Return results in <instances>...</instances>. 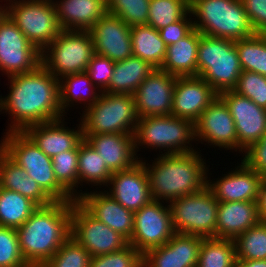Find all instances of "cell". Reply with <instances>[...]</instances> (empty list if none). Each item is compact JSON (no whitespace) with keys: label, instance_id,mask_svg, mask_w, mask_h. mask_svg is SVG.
<instances>
[{"label":"cell","instance_id":"1","mask_svg":"<svg viewBox=\"0 0 266 267\" xmlns=\"http://www.w3.org/2000/svg\"><path fill=\"white\" fill-rule=\"evenodd\" d=\"M10 92L0 96V111L11 116L8 132L63 118L59 105V80L42 64L23 74L8 77Z\"/></svg>","mask_w":266,"mask_h":267},{"label":"cell","instance_id":"2","mask_svg":"<svg viewBox=\"0 0 266 267\" xmlns=\"http://www.w3.org/2000/svg\"><path fill=\"white\" fill-rule=\"evenodd\" d=\"M72 202L38 207L18 227L19 248L28 265L42 266L70 237Z\"/></svg>","mask_w":266,"mask_h":267},{"label":"cell","instance_id":"3","mask_svg":"<svg viewBox=\"0 0 266 267\" xmlns=\"http://www.w3.org/2000/svg\"><path fill=\"white\" fill-rule=\"evenodd\" d=\"M198 153L160 154L152 165L143 162L152 200L164 199L169 204L207 186L208 168Z\"/></svg>","mask_w":266,"mask_h":267},{"label":"cell","instance_id":"4","mask_svg":"<svg viewBox=\"0 0 266 267\" xmlns=\"http://www.w3.org/2000/svg\"><path fill=\"white\" fill-rule=\"evenodd\" d=\"M189 11L201 34L234 41L256 34L241 0H189Z\"/></svg>","mask_w":266,"mask_h":267},{"label":"cell","instance_id":"5","mask_svg":"<svg viewBox=\"0 0 266 267\" xmlns=\"http://www.w3.org/2000/svg\"><path fill=\"white\" fill-rule=\"evenodd\" d=\"M0 148L26 174L34 179L54 202H72L75 199L57 182L52 159L39 149L23 131L6 132Z\"/></svg>","mask_w":266,"mask_h":267},{"label":"cell","instance_id":"6","mask_svg":"<svg viewBox=\"0 0 266 267\" xmlns=\"http://www.w3.org/2000/svg\"><path fill=\"white\" fill-rule=\"evenodd\" d=\"M242 73L235 41L199 32L197 77L204 79L219 95L233 90Z\"/></svg>","mask_w":266,"mask_h":267},{"label":"cell","instance_id":"7","mask_svg":"<svg viewBox=\"0 0 266 267\" xmlns=\"http://www.w3.org/2000/svg\"><path fill=\"white\" fill-rule=\"evenodd\" d=\"M84 110L83 135L135 133L139 117L133 95L102 92L97 101Z\"/></svg>","mask_w":266,"mask_h":267},{"label":"cell","instance_id":"8","mask_svg":"<svg viewBox=\"0 0 266 267\" xmlns=\"http://www.w3.org/2000/svg\"><path fill=\"white\" fill-rule=\"evenodd\" d=\"M194 139V123L173 115L141 117L134 133L136 154L141 145L153 149L156 147V150L164 149L163 154L194 152L190 143Z\"/></svg>","mask_w":266,"mask_h":267},{"label":"cell","instance_id":"9","mask_svg":"<svg viewBox=\"0 0 266 267\" xmlns=\"http://www.w3.org/2000/svg\"><path fill=\"white\" fill-rule=\"evenodd\" d=\"M93 54L89 31L61 30L41 52V64L60 80L66 75L85 72Z\"/></svg>","mask_w":266,"mask_h":267},{"label":"cell","instance_id":"10","mask_svg":"<svg viewBox=\"0 0 266 267\" xmlns=\"http://www.w3.org/2000/svg\"><path fill=\"white\" fill-rule=\"evenodd\" d=\"M7 1L6 15L41 52L60 33L54 1Z\"/></svg>","mask_w":266,"mask_h":267},{"label":"cell","instance_id":"11","mask_svg":"<svg viewBox=\"0 0 266 267\" xmlns=\"http://www.w3.org/2000/svg\"><path fill=\"white\" fill-rule=\"evenodd\" d=\"M218 205L207 186L202 191L171 201L174 231L202 238L215 237Z\"/></svg>","mask_w":266,"mask_h":267},{"label":"cell","instance_id":"12","mask_svg":"<svg viewBox=\"0 0 266 267\" xmlns=\"http://www.w3.org/2000/svg\"><path fill=\"white\" fill-rule=\"evenodd\" d=\"M70 236L91 257L119 251L129 244L125 237L91 216L76 200L72 201Z\"/></svg>","mask_w":266,"mask_h":267},{"label":"cell","instance_id":"13","mask_svg":"<svg viewBox=\"0 0 266 267\" xmlns=\"http://www.w3.org/2000/svg\"><path fill=\"white\" fill-rule=\"evenodd\" d=\"M169 205L158 200L134 212L132 237L128 241L142 255L149 249L165 245L174 235Z\"/></svg>","mask_w":266,"mask_h":267},{"label":"cell","instance_id":"14","mask_svg":"<svg viewBox=\"0 0 266 267\" xmlns=\"http://www.w3.org/2000/svg\"><path fill=\"white\" fill-rule=\"evenodd\" d=\"M41 64V51L5 15L0 21V70L10 77L33 71Z\"/></svg>","mask_w":266,"mask_h":267},{"label":"cell","instance_id":"15","mask_svg":"<svg viewBox=\"0 0 266 267\" xmlns=\"http://www.w3.org/2000/svg\"><path fill=\"white\" fill-rule=\"evenodd\" d=\"M227 105L235 122L237 150L242 153L266 134V109L233 90L218 95Z\"/></svg>","mask_w":266,"mask_h":267},{"label":"cell","instance_id":"16","mask_svg":"<svg viewBox=\"0 0 266 267\" xmlns=\"http://www.w3.org/2000/svg\"><path fill=\"white\" fill-rule=\"evenodd\" d=\"M177 76L155 69L134 92L139 118L172 115L174 85Z\"/></svg>","mask_w":266,"mask_h":267},{"label":"cell","instance_id":"17","mask_svg":"<svg viewBox=\"0 0 266 267\" xmlns=\"http://www.w3.org/2000/svg\"><path fill=\"white\" fill-rule=\"evenodd\" d=\"M94 53L113 62L133 56L131 27L118 16L106 13L89 30Z\"/></svg>","mask_w":266,"mask_h":267},{"label":"cell","instance_id":"18","mask_svg":"<svg viewBox=\"0 0 266 267\" xmlns=\"http://www.w3.org/2000/svg\"><path fill=\"white\" fill-rule=\"evenodd\" d=\"M195 140L219 148L237 151L235 122L224 101L218 96L194 123Z\"/></svg>","mask_w":266,"mask_h":267},{"label":"cell","instance_id":"19","mask_svg":"<svg viewBox=\"0 0 266 267\" xmlns=\"http://www.w3.org/2000/svg\"><path fill=\"white\" fill-rule=\"evenodd\" d=\"M203 238L175 232L159 247L143 254L142 267H196Z\"/></svg>","mask_w":266,"mask_h":267},{"label":"cell","instance_id":"20","mask_svg":"<svg viewBox=\"0 0 266 267\" xmlns=\"http://www.w3.org/2000/svg\"><path fill=\"white\" fill-rule=\"evenodd\" d=\"M217 97L218 94L201 77H177L174 85L172 115L195 123Z\"/></svg>","mask_w":266,"mask_h":267},{"label":"cell","instance_id":"21","mask_svg":"<svg viewBox=\"0 0 266 267\" xmlns=\"http://www.w3.org/2000/svg\"><path fill=\"white\" fill-rule=\"evenodd\" d=\"M108 185L111 191L106 192L133 213L152 200L142 159L128 170L113 172Z\"/></svg>","mask_w":266,"mask_h":267},{"label":"cell","instance_id":"22","mask_svg":"<svg viewBox=\"0 0 266 267\" xmlns=\"http://www.w3.org/2000/svg\"><path fill=\"white\" fill-rule=\"evenodd\" d=\"M76 201L95 219L120 233L128 241L132 237L134 213L113 199L106 191L84 193Z\"/></svg>","mask_w":266,"mask_h":267},{"label":"cell","instance_id":"23","mask_svg":"<svg viewBox=\"0 0 266 267\" xmlns=\"http://www.w3.org/2000/svg\"><path fill=\"white\" fill-rule=\"evenodd\" d=\"M64 117L34 124L26 127L23 132L41 149L52 158L62 152L76 149L84 140L82 124L79 122L77 130L64 126ZM81 125V126H80Z\"/></svg>","mask_w":266,"mask_h":267},{"label":"cell","instance_id":"24","mask_svg":"<svg viewBox=\"0 0 266 267\" xmlns=\"http://www.w3.org/2000/svg\"><path fill=\"white\" fill-rule=\"evenodd\" d=\"M264 178L243 161L237 168L215 182L207 180V187L218 202L257 201Z\"/></svg>","mask_w":266,"mask_h":267},{"label":"cell","instance_id":"25","mask_svg":"<svg viewBox=\"0 0 266 267\" xmlns=\"http://www.w3.org/2000/svg\"><path fill=\"white\" fill-rule=\"evenodd\" d=\"M113 173L128 170L139 162L135 151L134 134L110 133L83 135Z\"/></svg>","mask_w":266,"mask_h":267},{"label":"cell","instance_id":"26","mask_svg":"<svg viewBox=\"0 0 266 267\" xmlns=\"http://www.w3.org/2000/svg\"><path fill=\"white\" fill-rule=\"evenodd\" d=\"M260 221L257 201L219 202L215 238L234 240Z\"/></svg>","mask_w":266,"mask_h":267},{"label":"cell","instance_id":"27","mask_svg":"<svg viewBox=\"0 0 266 267\" xmlns=\"http://www.w3.org/2000/svg\"><path fill=\"white\" fill-rule=\"evenodd\" d=\"M54 4L61 30L88 31L107 13L106 0H61Z\"/></svg>","mask_w":266,"mask_h":267},{"label":"cell","instance_id":"28","mask_svg":"<svg viewBox=\"0 0 266 267\" xmlns=\"http://www.w3.org/2000/svg\"><path fill=\"white\" fill-rule=\"evenodd\" d=\"M0 187L13 190L33 201L38 207L47 206L54 201L42 190L24 169L15 163L0 148Z\"/></svg>","mask_w":266,"mask_h":267},{"label":"cell","instance_id":"29","mask_svg":"<svg viewBox=\"0 0 266 267\" xmlns=\"http://www.w3.org/2000/svg\"><path fill=\"white\" fill-rule=\"evenodd\" d=\"M199 31L193 29L178 42L168 45L160 70L177 77L197 76Z\"/></svg>","mask_w":266,"mask_h":267},{"label":"cell","instance_id":"30","mask_svg":"<svg viewBox=\"0 0 266 267\" xmlns=\"http://www.w3.org/2000/svg\"><path fill=\"white\" fill-rule=\"evenodd\" d=\"M155 69L149 62L135 56L117 61L109 85L103 92L133 95L142 81Z\"/></svg>","mask_w":266,"mask_h":267},{"label":"cell","instance_id":"31","mask_svg":"<svg viewBox=\"0 0 266 267\" xmlns=\"http://www.w3.org/2000/svg\"><path fill=\"white\" fill-rule=\"evenodd\" d=\"M101 93L100 89L92 83L86 71L66 75L59 80V105L64 115L65 110L71 105L73 106L74 103L86 102L88 105L84 108L91 106L97 101Z\"/></svg>","mask_w":266,"mask_h":267},{"label":"cell","instance_id":"32","mask_svg":"<svg viewBox=\"0 0 266 267\" xmlns=\"http://www.w3.org/2000/svg\"><path fill=\"white\" fill-rule=\"evenodd\" d=\"M131 39L133 56L160 69L166 57L167 46L159 31L149 25L131 26Z\"/></svg>","mask_w":266,"mask_h":267},{"label":"cell","instance_id":"33","mask_svg":"<svg viewBox=\"0 0 266 267\" xmlns=\"http://www.w3.org/2000/svg\"><path fill=\"white\" fill-rule=\"evenodd\" d=\"M38 206L13 190L0 187V226L17 229Z\"/></svg>","mask_w":266,"mask_h":267},{"label":"cell","instance_id":"34","mask_svg":"<svg viewBox=\"0 0 266 267\" xmlns=\"http://www.w3.org/2000/svg\"><path fill=\"white\" fill-rule=\"evenodd\" d=\"M112 172L107 168L98 152L84 139L78 151V185L83 182L93 186L109 183Z\"/></svg>","mask_w":266,"mask_h":267},{"label":"cell","instance_id":"35","mask_svg":"<svg viewBox=\"0 0 266 267\" xmlns=\"http://www.w3.org/2000/svg\"><path fill=\"white\" fill-rule=\"evenodd\" d=\"M196 267H236L234 240L203 238Z\"/></svg>","mask_w":266,"mask_h":267},{"label":"cell","instance_id":"36","mask_svg":"<svg viewBox=\"0 0 266 267\" xmlns=\"http://www.w3.org/2000/svg\"><path fill=\"white\" fill-rule=\"evenodd\" d=\"M235 46L242 71L266 76V34L256 33L249 38L236 40Z\"/></svg>","mask_w":266,"mask_h":267},{"label":"cell","instance_id":"37","mask_svg":"<svg viewBox=\"0 0 266 267\" xmlns=\"http://www.w3.org/2000/svg\"><path fill=\"white\" fill-rule=\"evenodd\" d=\"M236 260L266 259V221H260L234 239Z\"/></svg>","mask_w":266,"mask_h":267},{"label":"cell","instance_id":"38","mask_svg":"<svg viewBox=\"0 0 266 267\" xmlns=\"http://www.w3.org/2000/svg\"><path fill=\"white\" fill-rule=\"evenodd\" d=\"M189 12V0H150L148 24L160 30Z\"/></svg>","mask_w":266,"mask_h":267},{"label":"cell","instance_id":"39","mask_svg":"<svg viewBox=\"0 0 266 267\" xmlns=\"http://www.w3.org/2000/svg\"><path fill=\"white\" fill-rule=\"evenodd\" d=\"M78 151L68 150L53 156L52 165L57 182L76 200L80 193L78 188Z\"/></svg>","mask_w":266,"mask_h":267},{"label":"cell","instance_id":"40","mask_svg":"<svg viewBox=\"0 0 266 267\" xmlns=\"http://www.w3.org/2000/svg\"><path fill=\"white\" fill-rule=\"evenodd\" d=\"M107 12L128 26L147 25L150 0H106Z\"/></svg>","mask_w":266,"mask_h":267},{"label":"cell","instance_id":"41","mask_svg":"<svg viewBox=\"0 0 266 267\" xmlns=\"http://www.w3.org/2000/svg\"><path fill=\"white\" fill-rule=\"evenodd\" d=\"M88 251L71 236L42 267H89Z\"/></svg>","mask_w":266,"mask_h":267},{"label":"cell","instance_id":"42","mask_svg":"<svg viewBox=\"0 0 266 267\" xmlns=\"http://www.w3.org/2000/svg\"><path fill=\"white\" fill-rule=\"evenodd\" d=\"M19 248L17 230L0 226V267H28Z\"/></svg>","mask_w":266,"mask_h":267},{"label":"cell","instance_id":"43","mask_svg":"<svg viewBox=\"0 0 266 267\" xmlns=\"http://www.w3.org/2000/svg\"><path fill=\"white\" fill-rule=\"evenodd\" d=\"M233 91L266 109V76L256 72L242 71Z\"/></svg>","mask_w":266,"mask_h":267},{"label":"cell","instance_id":"44","mask_svg":"<svg viewBox=\"0 0 266 267\" xmlns=\"http://www.w3.org/2000/svg\"><path fill=\"white\" fill-rule=\"evenodd\" d=\"M143 255L131 244L123 249L90 257L89 267H142Z\"/></svg>","mask_w":266,"mask_h":267},{"label":"cell","instance_id":"45","mask_svg":"<svg viewBox=\"0 0 266 267\" xmlns=\"http://www.w3.org/2000/svg\"><path fill=\"white\" fill-rule=\"evenodd\" d=\"M112 60L107 57L94 53L91 57L86 72L92 83L103 92L109 85L114 69Z\"/></svg>","mask_w":266,"mask_h":267},{"label":"cell","instance_id":"46","mask_svg":"<svg viewBox=\"0 0 266 267\" xmlns=\"http://www.w3.org/2000/svg\"><path fill=\"white\" fill-rule=\"evenodd\" d=\"M243 162L266 179V134L245 151Z\"/></svg>","mask_w":266,"mask_h":267},{"label":"cell","instance_id":"47","mask_svg":"<svg viewBox=\"0 0 266 267\" xmlns=\"http://www.w3.org/2000/svg\"><path fill=\"white\" fill-rule=\"evenodd\" d=\"M187 16H189L190 18H188ZM191 16L192 15L189 11L179 21L169 24L166 27H163L158 30L160 37L164 41L166 46L178 42L180 39L187 36L194 29V20L191 19Z\"/></svg>","mask_w":266,"mask_h":267},{"label":"cell","instance_id":"48","mask_svg":"<svg viewBox=\"0 0 266 267\" xmlns=\"http://www.w3.org/2000/svg\"><path fill=\"white\" fill-rule=\"evenodd\" d=\"M255 33L266 34V0H241Z\"/></svg>","mask_w":266,"mask_h":267},{"label":"cell","instance_id":"49","mask_svg":"<svg viewBox=\"0 0 266 267\" xmlns=\"http://www.w3.org/2000/svg\"><path fill=\"white\" fill-rule=\"evenodd\" d=\"M257 207L261 221H266V179L263 180L259 189Z\"/></svg>","mask_w":266,"mask_h":267},{"label":"cell","instance_id":"50","mask_svg":"<svg viewBox=\"0 0 266 267\" xmlns=\"http://www.w3.org/2000/svg\"><path fill=\"white\" fill-rule=\"evenodd\" d=\"M236 267H266V259L236 260Z\"/></svg>","mask_w":266,"mask_h":267},{"label":"cell","instance_id":"51","mask_svg":"<svg viewBox=\"0 0 266 267\" xmlns=\"http://www.w3.org/2000/svg\"><path fill=\"white\" fill-rule=\"evenodd\" d=\"M6 15V8L5 6H3L2 8V5L0 6V21L4 18V16Z\"/></svg>","mask_w":266,"mask_h":267},{"label":"cell","instance_id":"52","mask_svg":"<svg viewBox=\"0 0 266 267\" xmlns=\"http://www.w3.org/2000/svg\"><path fill=\"white\" fill-rule=\"evenodd\" d=\"M28 267H42V266L29 265Z\"/></svg>","mask_w":266,"mask_h":267}]
</instances>
